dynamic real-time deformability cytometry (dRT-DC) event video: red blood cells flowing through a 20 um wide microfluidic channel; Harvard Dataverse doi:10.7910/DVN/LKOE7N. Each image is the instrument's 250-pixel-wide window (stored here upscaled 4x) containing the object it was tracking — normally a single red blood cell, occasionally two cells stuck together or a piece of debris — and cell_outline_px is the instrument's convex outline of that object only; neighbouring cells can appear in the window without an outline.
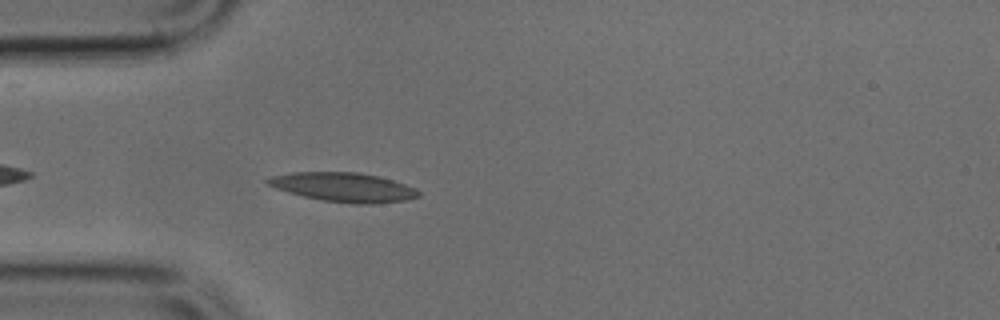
{"species": "common noctule bat (a hibernating species)", "species_latin": "Nyctalus noctula", "temperature_condition": "cold", "stored_images_in_passage": 38, "camera_frame_rate_fps": 3000, "um_per_image_px": 0.085, "animal": {"sex": "male", "body_mass_g": 17.9, "forearm_length_mm": 54.2}, "frame": {"image": 1, "passage_image": 3, "time_ms": 0.667, "image_size_px": [1000, 320], "cell_outline_px": [[420, 196], [404, 200], [372, 204], [352, 204], [324, 200], [304, 196], [288, 192], [276, 188], [268, 184], [264, 180], [272, 176], [292, 172], [360, 172], [392, 180], [416, 188], [420, 192]], "centroid_in_image_um": [29.21, 15.91], "position_along_channel_um": 55.8, "area_um2": 25.43}}
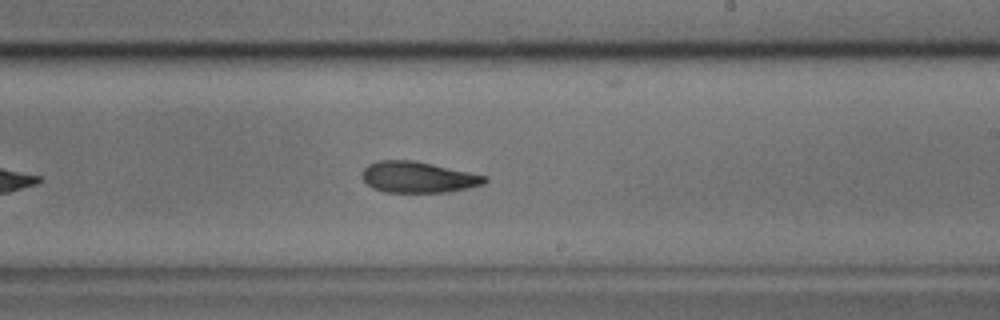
{"frame": {"image": 2, "passage_image": 18, "time_ms": 5.667, "image_size_px": [1000, 320], "cell_outline_px": [[488, 180], [484, 184], [468, 188], [448, 192], [384, 192], [372, 188], [364, 180], [364, 168], [368, 164], [376, 160], [412, 160], [432, 164], [488, 176]], "centroid_in_image_um": [35.56, 15.06], "position_along_channel_um": 253.4, "area_um2": 22.14}}
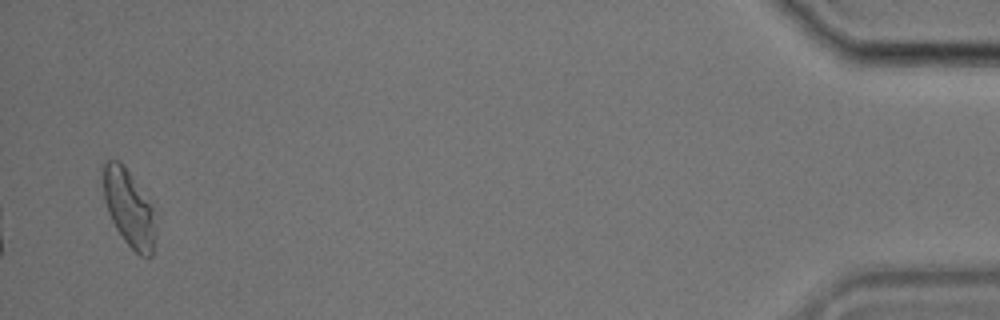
{"frame": {"image": 3, "passage_image": 37, "time_ms": 12.0, "image_size_px": [1000, 320], "cell_outline_px": [[156, 236], [152, 256], [140, 256], [124, 240], [116, 228], [108, 212], [104, 200], [100, 168], [104, 160], [120, 160], [124, 164], [156, 204]], "centroid_in_image_um": [11.0, 17.6], "position_along_channel_um": 424.2, "area_um2": 25.03}}